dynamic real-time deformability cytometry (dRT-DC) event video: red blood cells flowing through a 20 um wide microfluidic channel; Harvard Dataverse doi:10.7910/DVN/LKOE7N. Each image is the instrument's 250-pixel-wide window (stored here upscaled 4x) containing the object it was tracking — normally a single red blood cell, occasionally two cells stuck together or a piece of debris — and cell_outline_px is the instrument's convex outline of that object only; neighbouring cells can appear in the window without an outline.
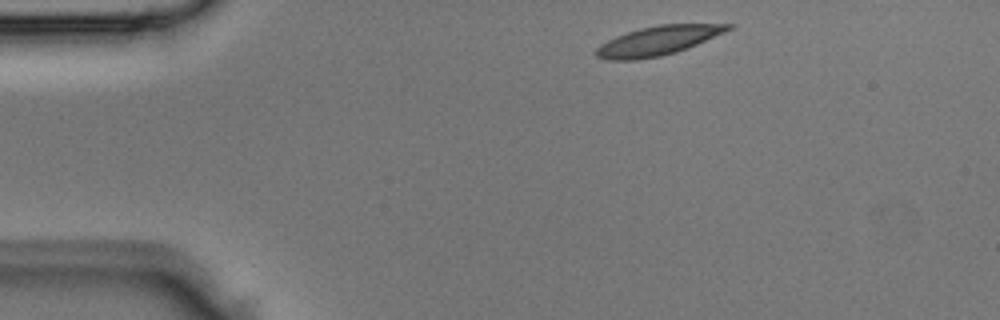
{"species": "Egyptian fruit bat (a non-hibernating species)", "species_latin": "Rousettus aegyptiacus", "temperature_condition": "room temperature", "stored_images_in_passage": 2, "camera_frame_rate_fps": 3000, "um_per_image_px": 0.085, "animal": {"sex": "male"}, "frame": {"image": 1, "passage_image": 1, "time_ms": 0.0, "image_size_px": [1000, 320], "cell_outline_px": [[736, 28], [676, 52], [660, 56], [636, 60], [604, 60], [596, 56], [596, 48], [600, 44], [616, 36], [640, 28], [660, 24], [736, 24]], "centroid_in_image_um": [55.95, 3.45], "position_along_channel_um": 29.1, "area_um2": 22.43}}